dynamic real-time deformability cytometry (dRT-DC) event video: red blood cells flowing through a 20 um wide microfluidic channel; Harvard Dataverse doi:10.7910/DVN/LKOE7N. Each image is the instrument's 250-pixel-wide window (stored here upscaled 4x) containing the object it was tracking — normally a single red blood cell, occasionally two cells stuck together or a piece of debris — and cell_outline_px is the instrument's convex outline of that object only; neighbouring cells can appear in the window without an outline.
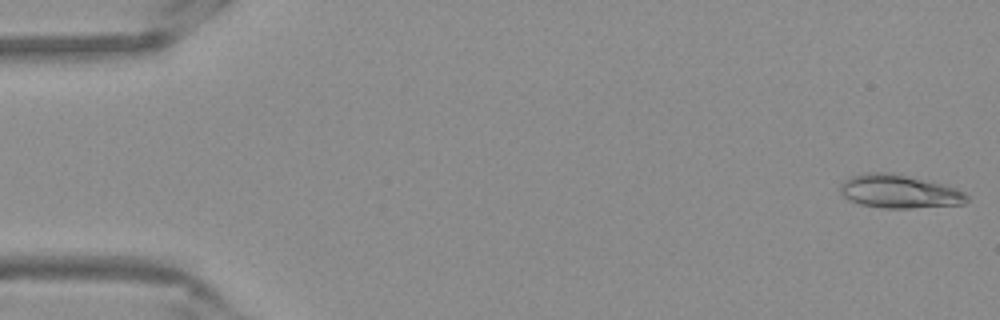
{"species": "Egyptian fruit bat (a non-hibernating species)", "species_latin": "Rousettus aegyptiacus", "temperature_condition": "warm", "stored_images_in_passage": 12, "camera_frame_rate_fps": 3000, "um_per_image_px": 0.085, "frame": {"image": 1, "passage_image": 1, "time_ms": 0.0, "image_size_px": [1000, 320], "cell_outline_px": [[968, 200], [964, 204], [912, 208], [884, 208], [860, 204], [848, 200], [840, 192], [840, 184], [848, 176], [868, 172], [892, 172], [956, 188], [964, 192], [968, 196]], "centroid_in_image_um": [76.39, 16.27], "position_along_channel_um": 8.6, "area_um2": 24.68}}